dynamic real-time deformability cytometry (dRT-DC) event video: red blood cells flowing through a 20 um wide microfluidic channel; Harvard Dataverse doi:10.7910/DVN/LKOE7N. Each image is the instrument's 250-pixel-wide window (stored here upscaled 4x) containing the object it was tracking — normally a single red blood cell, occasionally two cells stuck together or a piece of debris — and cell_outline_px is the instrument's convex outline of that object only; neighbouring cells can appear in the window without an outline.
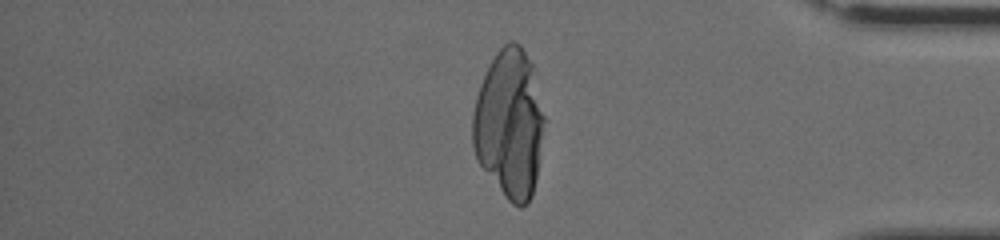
{"species": "human", "species_latin": "Homo sapiens", "temperature_condition": "cold", "stored_images_in_passage": 50, "camera_frame_rate_fps": 3000, "um_per_image_px": 0.085, "donor": {"sex": "female"}, "frame": {"image": 1, "passage_image": 42, "time_ms": 13.667, "image_size_px": [1000, 240], "cell_outline_px": [[544, 120], [536, 176], [532, 196], [528, 204], [520, 208], [512, 204], [508, 200], [476, 160], [472, 144], [472, 116], [476, 96], [480, 84], [496, 52], [508, 40], [512, 40], [520, 44], [532, 64], [544, 116]], "centroid_in_image_um": [43.27, 10.52], "position_along_channel_um": 391.9, "area_um2": 61.79}}